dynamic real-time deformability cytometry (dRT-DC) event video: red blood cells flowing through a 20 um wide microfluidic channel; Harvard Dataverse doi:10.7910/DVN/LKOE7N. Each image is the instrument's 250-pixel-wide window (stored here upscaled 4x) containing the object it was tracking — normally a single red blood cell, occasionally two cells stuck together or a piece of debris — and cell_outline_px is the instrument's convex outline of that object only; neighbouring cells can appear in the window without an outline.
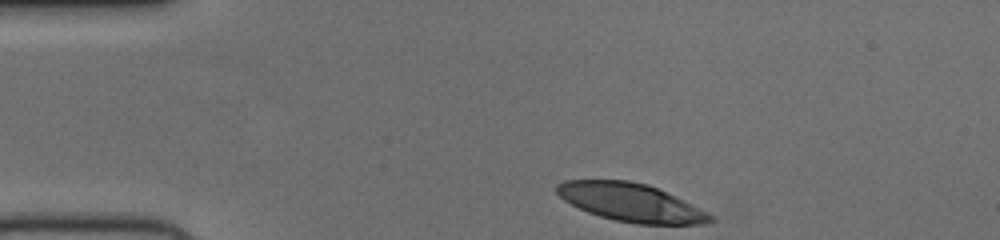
{"species": "human", "species_latin": "Homo sapiens", "temperature_condition": "cold", "stored_images_in_passage": 34, "camera_frame_rate_fps": 3000, "um_per_image_px": 0.085, "donor": {"sex": "female"}, "frame": {"image": 1, "passage_image": 1, "time_ms": 0.0, "image_size_px": [1000, 240], "cell_outline_px": [[716, 220], [704, 224], [636, 224], [616, 220], [600, 216], [588, 212], [564, 200], [556, 192], [556, 184], [564, 180], [628, 180], [648, 184], [684, 200], [712, 216]], "centroid_in_image_um": [53.61, 17.2], "position_along_channel_um": 31.4, "area_um2": 33.81}}
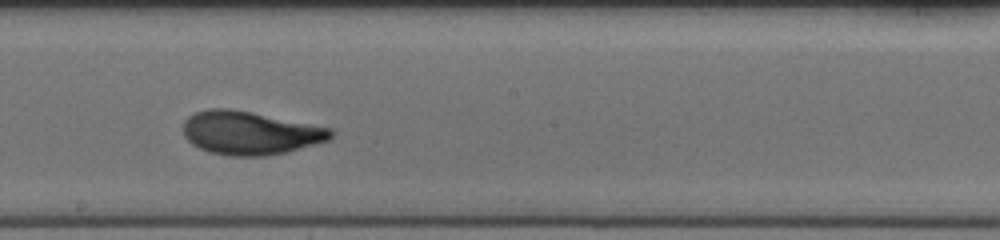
{"frame": {"image": 2, "passage_image": 20, "time_ms": 6.333, "image_size_px": [1000, 240], "cell_outline_px": [[336, 132], [328, 140], [288, 152], [264, 156], [232, 156], [208, 152], [192, 144], [184, 136], [184, 120], [188, 116], [196, 112], [208, 108], [228, 108], [252, 112], [332, 128]], "centroid_in_image_um": [21.26, 11.3], "position_along_channel_um": 226.9, "area_um2": 37.4}}
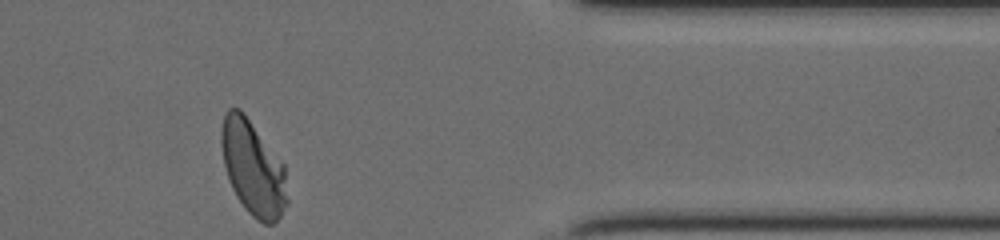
{"frame": {"image": 3, "passage_image": 34, "time_ms": 11.0, "image_size_px": [1000, 240], "cell_outline_px": [[288, 204], [280, 216], [272, 224], [264, 224], [256, 220], [244, 208], [236, 196], [232, 188], [224, 164], [220, 144], [220, 132], [224, 112], [228, 108], [240, 108], [244, 112], [284, 164], [288, 200]], "centroid_in_image_um": [21.49, 14.27], "position_along_channel_um": 389.9, "area_um2": 36.65}}